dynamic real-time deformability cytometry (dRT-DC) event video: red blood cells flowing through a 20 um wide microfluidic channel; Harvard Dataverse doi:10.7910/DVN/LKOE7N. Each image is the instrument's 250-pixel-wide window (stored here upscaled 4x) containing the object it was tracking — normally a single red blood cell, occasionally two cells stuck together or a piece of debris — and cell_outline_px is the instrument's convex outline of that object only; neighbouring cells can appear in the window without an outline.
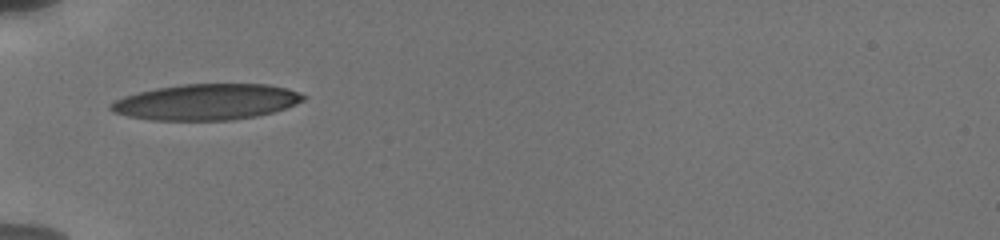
{"species": "human", "species_latin": "Homo sapiens", "temperature_condition": "cold", "stored_images_in_passage": 8, "camera_frame_rate_fps": 3000, "um_per_image_px": 0.085, "donor": {"sex": "male"}, "frame": {"image": 1, "passage_image": 1, "time_ms": 0.0, "image_size_px": [1000, 240], "cell_outline_px": [[308, 96], [304, 100], [296, 104], [272, 112], [256, 116], [232, 120], [152, 120], [128, 116], [112, 112], [108, 108], [108, 104], [124, 96], [156, 88], [184, 84], [268, 84], [288, 88], [300, 92]], "centroid_in_image_um": [17.55, 8.66], "position_along_channel_um": 67.4, "area_um2": 40.4}}
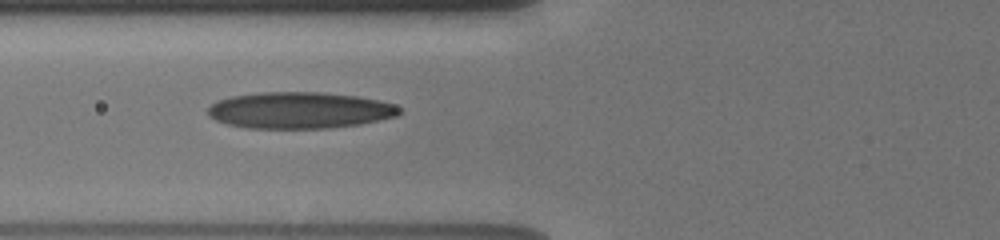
{"frame": {"image": 2, "passage_image": 7, "time_ms": 1.0, "image_size_px": [1000, 240], "cell_outline_px": [[404, 108], [396, 116], [360, 124], [328, 128], [244, 128], [228, 124], [216, 120], [208, 116], [208, 108], [216, 100], [232, 96], [260, 92], [320, 92], [356, 96], [380, 100]], "centroid_in_image_um": [25.45, 9.37], "position_along_channel_um": 100.3, "area_um2": 40.75}}